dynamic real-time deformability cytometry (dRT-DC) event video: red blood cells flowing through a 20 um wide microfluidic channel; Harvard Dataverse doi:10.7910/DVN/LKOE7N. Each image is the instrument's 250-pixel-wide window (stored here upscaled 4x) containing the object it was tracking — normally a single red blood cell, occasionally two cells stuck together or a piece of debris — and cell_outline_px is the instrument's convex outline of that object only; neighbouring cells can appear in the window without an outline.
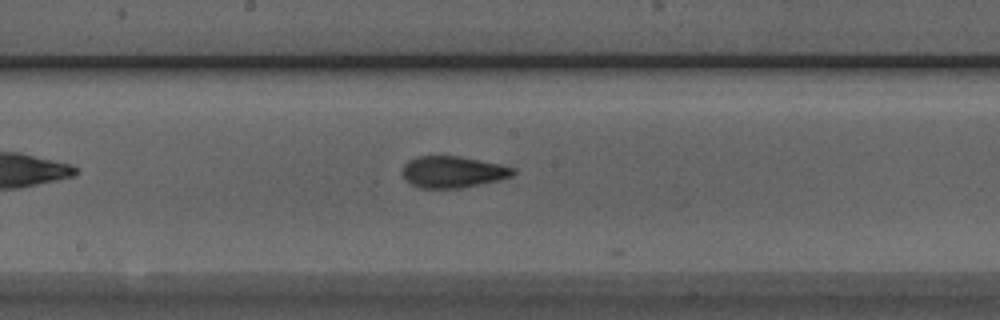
{"species": "Egyptian fruit bat (a non-hibernating species)", "species_latin": "Rousettus aegyptiacus", "temperature_condition": "room temperature", "stored_images_in_passage": 14, "camera_frame_rate_fps": 3000, "um_per_image_px": 0.085, "animal": {"sex": "male"}, "frame": {"image": 1, "passage_image": 11, "time_ms": 3.333, "image_size_px": [1000, 320], "cell_outline_px": [[516, 172], [512, 176], [500, 180], [460, 188], [420, 188], [412, 184], [404, 176], [404, 164], [408, 160], [416, 156], [460, 156], [500, 164], [516, 168]], "centroid_in_image_um": [38.53, 14.6], "position_along_channel_um": 209.7, "area_um2": 20.29}}